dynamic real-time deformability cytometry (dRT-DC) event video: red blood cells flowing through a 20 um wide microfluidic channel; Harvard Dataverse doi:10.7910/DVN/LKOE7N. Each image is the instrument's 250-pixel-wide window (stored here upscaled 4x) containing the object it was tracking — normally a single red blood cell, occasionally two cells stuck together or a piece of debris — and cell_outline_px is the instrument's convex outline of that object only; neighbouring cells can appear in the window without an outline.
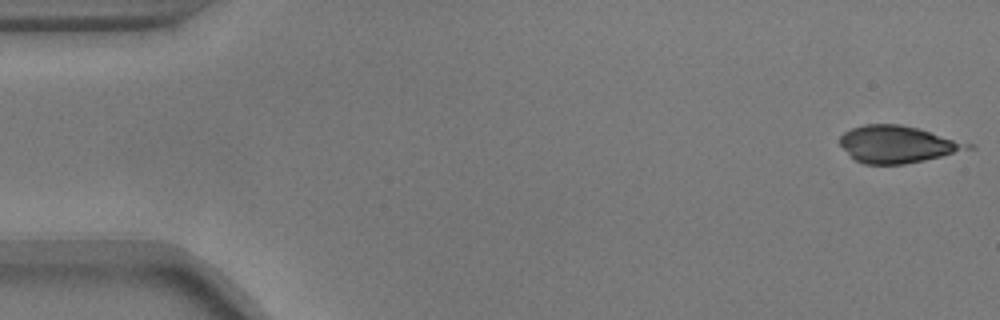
{"species": "common noctule bat (a hibernating species)", "species_latin": "Nyctalus noctula", "temperature_condition": "warm", "stored_images_in_passage": 4, "camera_frame_rate_fps": 3000, "um_per_image_px": 0.085, "animal": {"sex": "male", "body_mass_g": 17.9}, "frame": {"image": 1, "passage_image": 1, "time_ms": 0.0, "image_size_px": [1000, 320], "cell_outline_px": [[976, 148], [924, 160], [904, 164], [864, 164], [856, 160], [840, 144], [840, 136], [844, 132], [852, 128], [864, 124], [900, 124], [916, 128], [976, 144]], "centroid_in_image_um": [76.34, 12.26], "position_along_channel_um": 8.7, "area_um2": 27.51}}